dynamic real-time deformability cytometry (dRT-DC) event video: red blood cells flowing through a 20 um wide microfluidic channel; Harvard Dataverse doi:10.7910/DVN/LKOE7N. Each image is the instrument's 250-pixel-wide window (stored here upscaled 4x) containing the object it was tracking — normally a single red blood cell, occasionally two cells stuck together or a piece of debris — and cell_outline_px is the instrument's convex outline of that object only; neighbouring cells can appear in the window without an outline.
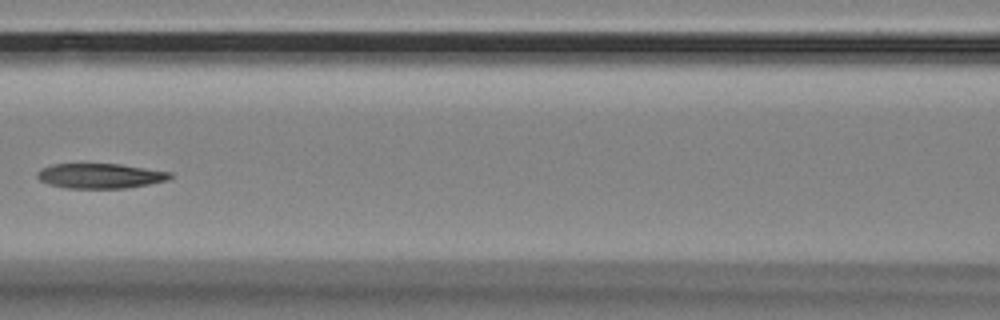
{"species": "Egyptian fruit bat (a non-hibernating species)", "species_latin": "Rousettus aegyptiacus", "temperature_condition": "room temperature", "stored_images_in_passage": 15, "camera_frame_rate_fps": 3000, "um_per_image_px": 0.085, "animal": {"sex": "female"}, "frame": {"image": 1, "passage_image": 7, "time_ms": 2.0, "image_size_px": [1000, 320], "cell_outline_px": [[172, 176], [168, 180], [128, 188], [68, 188], [48, 184], [40, 180], [36, 176], [36, 172], [40, 168], [52, 164], [120, 164], [172, 172]], "centroid_in_image_um": [8.5, 14.94], "position_along_channel_um": 158.1, "area_um2": 19.36}}
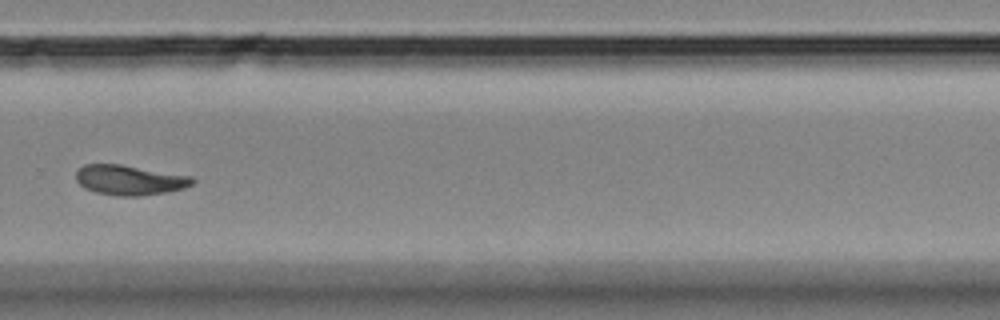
{"frame": {"image": 2, "passage_image": 11, "time_ms": 3.333, "image_size_px": [1000, 320], "cell_outline_px": [[196, 180], [192, 184], [184, 188], [168, 192], [140, 196], [116, 196], [96, 192], [84, 188], [76, 180], [76, 172], [84, 164], [120, 164], [192, 176]], "centroid_in_image_um": [11.03, 15.31], "position_along_channel_um": 318.8, "area_um2": 20.4}}
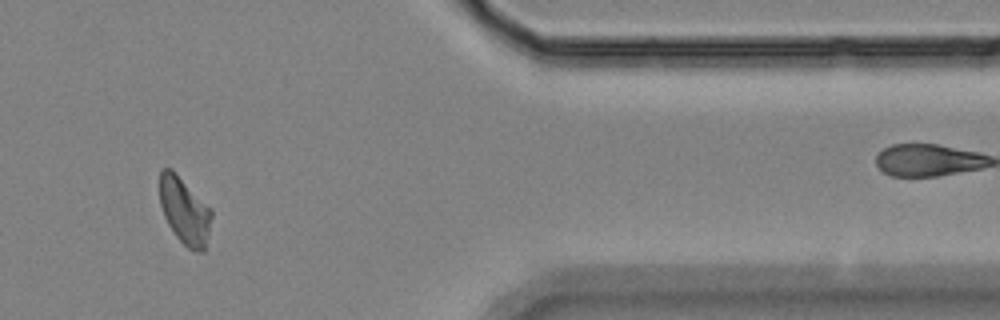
{"frame": {"image": 3, "passage_image": 13, "time_ms": 4.0, "image_size_px": [1000, 320], "cell_outline_px": [[212, 216], [204, 252], [200, 252], [188, 248], [176, 236], [168, 224], [164, 216], [160, 204], [160, 168], [172, 168], [212, 208]], "centroid_in_image_um": [15.69, 17.88], "position_along_channel_um": 395.7, "area_um2": 20.29}}